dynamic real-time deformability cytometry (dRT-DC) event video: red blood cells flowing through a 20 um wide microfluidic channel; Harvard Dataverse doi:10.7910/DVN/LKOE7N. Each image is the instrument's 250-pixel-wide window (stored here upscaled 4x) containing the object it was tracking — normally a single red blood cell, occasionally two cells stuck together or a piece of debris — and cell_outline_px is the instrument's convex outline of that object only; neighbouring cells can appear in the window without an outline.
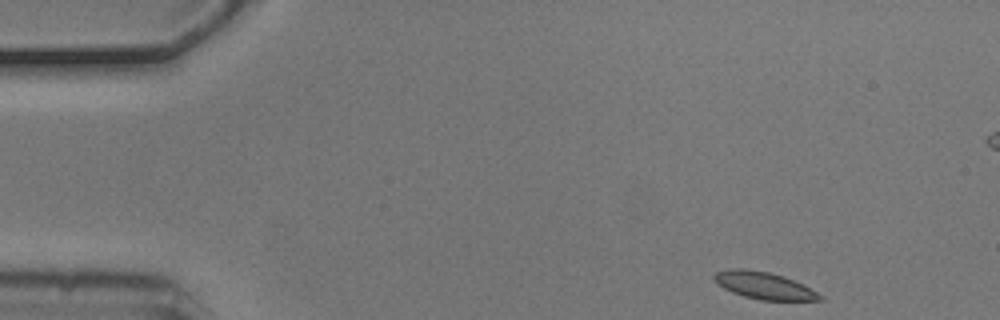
{"species": "common noctule bat (a hibernating species)", "species_latin": "Nyctalus noctula", "temperature_condition": "cold", "stored_images_in_passage": 5, "camera_frame_rate_fps": 3000, "um_per_image_px": 0.085, "animal": {"sex": "male", "body_mass_g": 20.5, "forearm_length_mm": 52.5}, "frame": {"image": 1, "passage_image": 1, "time_ms": 0.0, "image_size_px": [1000, 320], "cell_outline_px": [[824, 300], [760, 300], [744, 296], [732, 292], [716, 284], [712, 280], [712, 276], [716, 272], [728, 268], [744, 268], [768, 272], [784, 276], [804, 284], [824, 296]], "centroid_in_image_um": [64.92, 24.26], "position_along_channel_um": 20.1, "area_um2": 16.94}}